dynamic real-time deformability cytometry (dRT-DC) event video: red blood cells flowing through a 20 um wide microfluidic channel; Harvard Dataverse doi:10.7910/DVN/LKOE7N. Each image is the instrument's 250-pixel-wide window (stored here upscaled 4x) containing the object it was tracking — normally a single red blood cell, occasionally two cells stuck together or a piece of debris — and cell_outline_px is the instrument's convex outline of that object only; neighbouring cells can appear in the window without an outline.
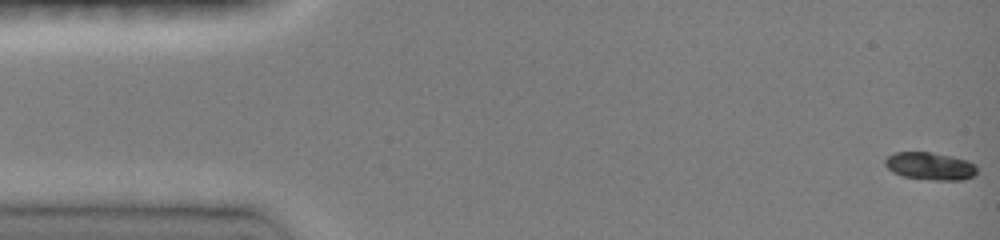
{"species": "common noctule bat (a hibernating species)", "species_latin": "Nyctalus noctula", "temperature_condition": "room temperature", "stored_images_in_passage": 68, "camera_frame_rate_fps": 3000, "um_per_image_px": 0.085, "animal": {"sex": "female", "body_mass_g": 19.0, "forearm_length_mm": 51.5}, "frame": {"image": 1, "passage_image": 1, "time_ms": 0.0, "image_size_px": [1000, 240], "cell_outline_px": [[976, 176], [964, 180], [936, 180], [904, 176], [892, 172], [884, 164], [884, 160], [888, 156], [896, 152], [932, 152], [952, 156], [968, 160], [976, 164]], "centroid_in_image_um": [79.1, 14.11], "position_along_channel_um": 5.9, "area_um2": 14.91}}
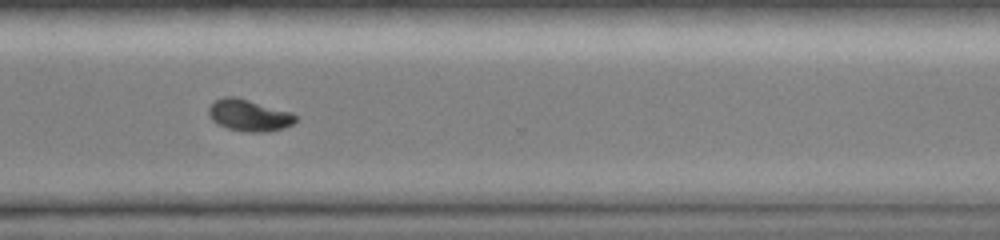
{"frame": {"image": 2, "passage_image": 41, "time_ms": 11.667, "image_size_px": [1000, 240], "cell_outline_px": [[296, 120], [292, 124], [284, 128], [268, 132], [248, 132], [228, 128], [216, 124], [212, 120], [208, 112], [208, 108], [216, 100], [224, 96], [236, 96], [292, 112], [296, 116]], "centroid_in_image_um": [21.17, 9.8], "position_along_channel_um": 349.4, "area_um2": 16.13}}
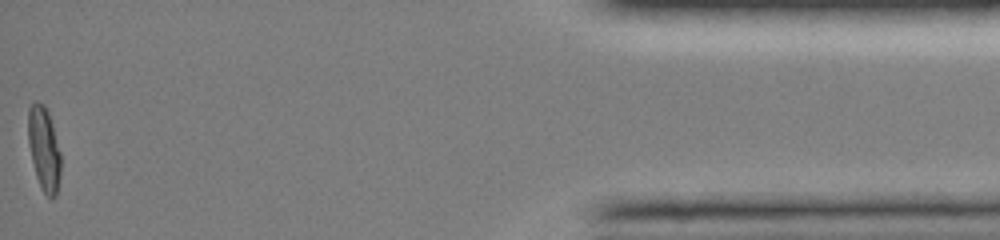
{"frame": {"image": 3, "passage_image": 67, "time_ms": 15.667, "image_size_px": [1000, 240], "cell_outline_px": [[60, 176], [56, 196], [52, 200], [40, 188], [36, 176], [28, 144], [28, 108], [32, 100], [36, 100], [44, 104], [48, 112], [52, 124], [60, 152]], "centroid_in_image_um": [3.72, 12.63], "position_along_channel_um": 431.5, "area_um2": 16.13}, "authors_computed_cell_mechanics": {"area_um2": 15.606, "velocity_mm_per_s": 4.0588, "shape_relaxation_time_tau1_ms": 3.1875, "shape_relaxation_time_tau2_ms": 3.3095, "deformation_change_tau1": 0.1745, "deformation_change_tau2": 0.0502}}